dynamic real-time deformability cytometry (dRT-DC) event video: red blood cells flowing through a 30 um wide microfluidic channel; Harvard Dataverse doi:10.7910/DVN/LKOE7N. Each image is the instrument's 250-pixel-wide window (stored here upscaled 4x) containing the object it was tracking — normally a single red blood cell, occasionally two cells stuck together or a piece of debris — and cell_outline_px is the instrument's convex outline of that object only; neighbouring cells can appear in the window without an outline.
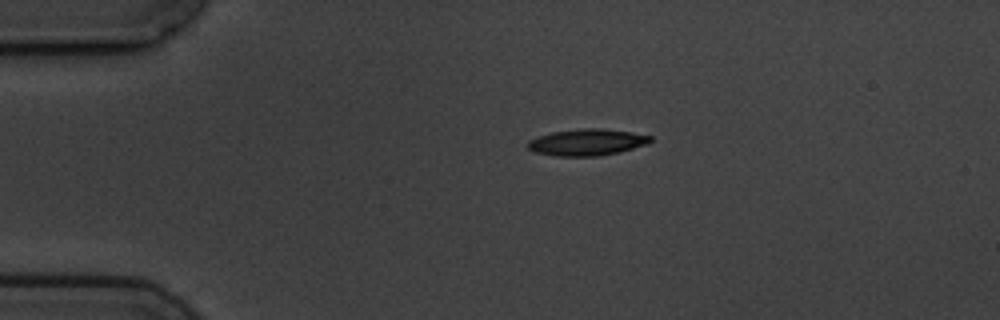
{"species": "common noctule bat (a hibernating species)", "species_latin": "Nyctalus noctula", "temperature_condition": "cold", "stored_images_in_passage": 4, "camera_frame_rate_fps": 3000, "um_per_image_px": 0.085, "animal": {"sex": "male", "body_mass_g": 19.5, "forearm_length_mm": 54.6}, "frame": {"image": 1, "passage_image": 1, "time_ms": 0.0, "image_size_px": [1000, 320], "cell_outline_px": [[652, 140], [648, 144], [620, 152], [600, 156], [552, 156], [536, 152], [528, 148], [528, 140], [552, 132], [580, 128], [604, 128], [632, 132], [652, 136]], "centroid_in_image_um": [49.93, 12.09], "position_along_channel_um": 35.1, "area_um2": 19.13}}
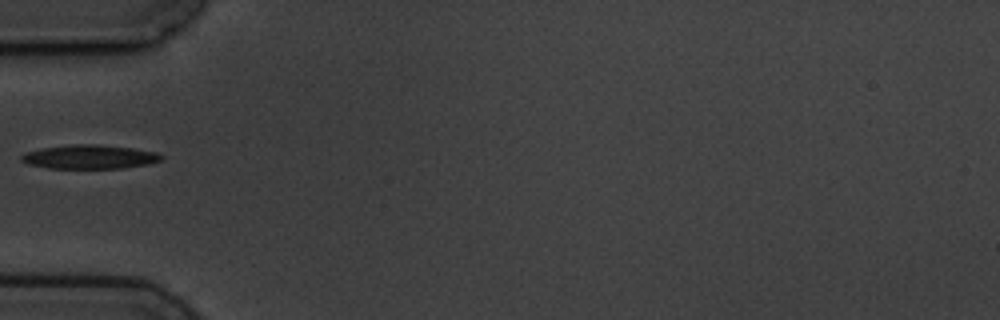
{"frame": {"image": 2, "passage_image": 3, "time_ms": 2.333, "image_size_px": [1000, 320], "cell_outline_px": [[164, 156], [160, 160], [148, 164], [124, 168], [48, 168], [28, 164], [20, 160], [20, 156], [24, 152], [40, 148], [72, 144], [96, 144], [132, 148], [156, 152]], "centroid_in_image_um": [7.57, 13.33], "position_along_channel_um": 77.4, "area_um2": 19.59}}
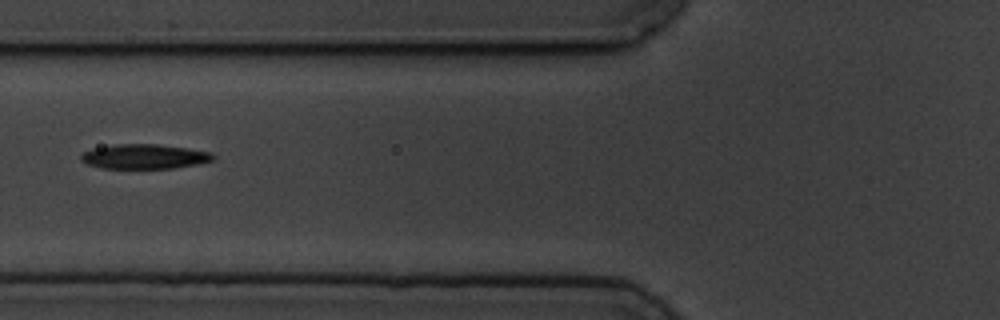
{"frame": {"image": 3, "passage_image": 4, "time_ms": 3.333, "image_size_px": [1000, 320], "cell_outline_px": [[216, 156], [212, 160], [196, 164], [172, 168], [100, 168], [88, 164], [80, 160], [80, 156], [84, 152], [92, 148], [112, 144], [156, 144], [188, 148], [212, 152]], "centroid_in_image_um": [12.25, 13.29], "position_along_channel_um": 113.6, "area_um2": 19.02}}